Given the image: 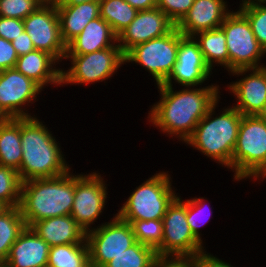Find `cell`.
<instances>
[{
	"instance_id": "38",
	"label": "cell",
	"mask_w": 266,
	"mask_h": 267,
	"mask_svg": "<svg viewBox=\"0 0 266 267\" xmlns=\"http://www.w3.org/2000/svg\"><path fill=\"white\" fill-rule=\"evenodd\" d=\"M152 267H197L194 257H157Z\"/></svg>"
},
{
	"instance_id": "5",
	"label": "cell",
	"mask_w": 266,
	"mask_h": 267,
	"mask_svg": "<svg viewBox=\"0 0 266 267\" xmlns=\"http://www.w3.org/2000/svg\"><path fill=\"white\" fill-rule=\"evenodd\" d=\"M232 171L234 181L266 179V122L257 115H242Z\"/></svg>"
},
{
	"instance_id": "16",
	"label": "cell",
	"mask_w": 266,
	"mask_h": 267,
	"mask_svg": "<svg viewBox=\"0 0 266 267\" xmlns=\"http://www.w3.org/2000/svg\"><path fill=\"white\" fill-rule=\"evenodd\" d=\"M229 75L243 76L226 85L227 90L236 97L237 102L233 107L242 115H258L266 103V66L237 69Z\"/></svg>"
},
{
	"instance_id": "7",
	"label": "cell",
	"mask_w": 266,
	"mask_h": 267,
	"mask_svg": "<svg viewBox=\"0 0 266 267\" xmlns=\"http://www.w3.org/2000/svg\"><path fill=\"white\" fill-rule=\"evenodd\" d=\"M64 59H70L71 66L68 70L61 69V86L105 82L125 64L124 53L118 43L84 55H65Z\"/></svg>"
},
{
	"instance_id": "35",
	"label": "cell",
	"mask_w": 266,
	"mask_h": 267,
	"mask_svg": "<svg viewBox=\"0 0 266 267\" xmlns=\"http://www.w3.org/2000/svg\"><path fill=\"white\" fill-rule=\"evenodd\" d=\"M194 0H157V8L163 11L177 25L187 14Z\"/></svg>"
},
{
	"instance_id": "9",
	"label": "cell",
	"mask_w": 266,
	"mask_h": 267,
	"mask_svg": "<svg viewBox=\"0 0 266 267\" xmlns=\"http://www.w3.org/2000/svg\"><path fill=\"white\" fill-rule=\"evenodd\" d=\"M226 36L229 53V73L243 68H259L266 51L256 40L247 18L239 11H231L220 26Z\"/></svg>"
},
{
	"instance_id": "37",
	"label": "cell",
	"mask_w": 266,
	"mask_h": 267,
	"mask_svg": "<svg viewBox=\"0 0 266 267\" xmlns=\"http://www.w3.org/2000/svg\"><path fill=\"white\" fill-rule=\"evenodd\" d=\"M17 59L12 43L0 37V71L15 68Z\"/></svg>"
},
{
	"instance_id": "40",
	"label": "cell",
	"mask_w": 266,
	"mask_h": 267,
	"mask_svg": "<svg viewBox=\"0 0 266 267\" xmlns=\"http://www.w3.org/2000/svg\"><path fill=\"white\" fill-rule=\"evenodd\" d=\"M11 43L12 46L15 48L18 57L25 55L29 52H33L35 50L33 41L30 39L28 33L25 31L19 34V36L15 39H13Z\"/></svg>"
},
{
	"instance_id": "22",
	"label": "cell",
	"mask_w": 266,
	"mask_h": 267,
	"mask_svg": "<svg viewBox=\"0 0 266 267\" xmlns=\"http://www.w3.org/2000/svg\"><path fill=\"white\" fill-rule=\"evenodd\" d=\"M57 64L60 63L48 52L34 50L19 56L15 69L44 89L48 84L61 86V68H56Z\"/></svg>"
},
{
	"instance_id": "2",
	"label": "cell",
	"mask_w": 266,
	"mask_h": 267,
	"mask_svg": "<svg viewBox=\"0 0 266 267\" xmlns=\"http://www.w3.org/2000/svg\"><path fill=\"white\" fill-rule=\"evenodd\" d=\"M21 118L22 182L36 178L58 177L71 171L61 145L52 131L37 116Z\"/></svg>"
},
{
	"instance_id": "23",
	"label": "cell",
	"mask_w": 266,
	"mask_h": 267,
	"mask_svg": "<svg viewBox=\"0 0 266 267\" xmlns=\"http://www.w3.org/2000/svg\"><path fill=\"white\" fill-rule=\"evenodd\" d=\"M56 8L61 37L66 45L78 36L91 20L100 16L99 1L77 5H56Z\"/></svg>"
},
{
	"instance_id": "10",
	"label": "cell",
	"mask_w": 266,
	"mask_h": 267,
	"mask_svg": "<svg viewBox=\"0 0 266 267\" xmlns=\"http://www.w3.org/2000/svg\"><path fill=\"white\" fill-rule=\"evenodd\" d=\"M163 221V240L156 250L159 257H195L205 250L192 233L186 219V201L177 195L168 205Z\"/></svg>"
},
{
	"instance_id": "1",
	"label": "cell",
	"mask_w": 266,
	"mask_h": 267,
	"mask_svg": "<svg viewBox=\"0 0 266 267\" xmlns=\"http://www.w3.org/2000/svg\"><path fill=\"white\" fill-rule=\"evenodd\" d=\"M157 88L160 100L150 108L148 121L169 138L175 136L182 143L221 98V88L212 83L199 88L183 87L178 91L173 86L158 85Z\"/></svg>"
},
{
	"instance_id": "32",
	"label": "cell",
	"mask_w": 266,
	"mask_h": 267,
	"mask_svg": "<svg viewBox=\"0 0 266 267\" xmlns=\"http://www.w3.org/2000/svg\"><path fill=\"white\" fill-rule=\"evenodd\" d=\"M205 197L191 198L186 200V219L191 228L193 235L203 244L201 238L200 227L210 220V215L213 213L211 207L207 208ZM206 206V207H205ZM209 211V212H208ZM205 222V223H204Z\"/></svg>"
},
{
	"instance_id": "14",
	"label": "cell",
	"mask_w": 266,
	"mask_h": 267,
	"mask_svg": "<svg viewBox=\"0 0 266 267\" xmlns=\"http://www.w3.org/2000/svg\"><path fill=\"white\" fill-rule=\"evenodd\" d=\"M41 91L37 83L15 68L0 71V119L34 117L26 107L38 100Z\"/></svg>"
},
{
	"instance_id": "29",
	"label": "cell",
	"mask_w": 266,
	"mask_h": 267,
	"mask_svg": "<svg viewBox=\"0 0 266 267\" xmlns=\"http://www.w3.org/2000/svg\"><path fill=\"white\" fill-rule=\"evenodd\" d=\"M157 257L153 248L136 242L103 267H152Z\"/></svg>"
},
{
	"instance_id": "27",
	"label": "cell",
	"mask_w": 266,
	"mask_h": 267,
	"mask_svg": "<svg viewBox=\"0 0 266 267\" xmlns=\"http://www.w3.org/2000/svg\"><path fill=\"white\" fill-rule=\"evenodd\" d=\"M26 228L19 206L9 207L0 215V265L6 261L11 246Z\"/></svg>"
},
{
	"instance_id": "18",
	"label": "cell",
	"mask_w": 266,
	"mask_h": 267,
	"mask_svg": "<svg viewBox=\"0 0 266 267\" xmlns=\"http://www.w3.org/2000/svg\"><path fill=\"white\" fill-rule=\"evenodd\" d=\"M231 12L225 0H194L193 5L176 28L186 37L219 28Z\"/></svg>"
},
{
	"instance_id": "8",
	"label": "cell",
	"mask_w": 266,
	"mask_h": 267,
	"mask_svg": "<svg viewBox=\"0 0 266 267\" xmlns=\"http://www.w3.org/2000/svg\"><path fill=\"white\" fill-rule=\"evenodd\" d=\"M183 37L175 27L165 36L137 44L124 54L125 64L131 62L142 66L153 76L155 84L161 85L173 70Z\"/></svg>"
},
{
	"instance_id": "30",
	"label": "cell",
	"mask_w": 266,
	"mask_h": 267,
	"mask_svg": "<svg viewBox=\"0 0 266 267\" xmlns=\"http://www.w3.org/2000/svg\"><path fill=\"white\" fill-rule=\"evenodd\" d=\"M131 224L136 242L153 248L155 251L161 246L163 240L162 220H135L125 221Z\"/></svg>"
},
{
	"instance_id": "12",
	"label": "cell",
	"mask_w": 266,
	"mask_h": 267,
	"mask_svg": "<svg viewBox=\"0 0 266 267\" xmlns=\"http://www.w3.org/2000/svg\"><path fill=\"white\" fill-rule=\"evenodd\" d=\"M101 174L75 175V194L71 216L86 231L92 230L100 215H102L108 198L107 184Z\"/></svg>"
},
{
	"instance_id": "43",
	"label": "cell",
	"mask_w": 266,
	"mask_h": 267,
	"mask_svg": "<svg viewBox=\"0 0 266 267\" xmlns=\"http://www.w3.org/2000/svg\"><path fill=\"white\" fill-rule=\"evenodd\" d=\"M240 5L239 7H242L244 5H248V4H251V3H261V2H266V0H240Z\"/></svg>"
},
{
	"instance_id": "31",
	"label": "cell",
	"mask_w": 266,
	"mask_h": 267,
	"mask_svg": "<svg viewBox=\"0 0 266 267\" xmlns=\"http://www.w3.org/2000/svg\"><path fill=\"white\" fill-rule=\"evenodd\" d=\"M22 181L16 170L0 165V201L8 207L20 204Z\"/></svg>"
},
{
	"instance_id": "4",
	"label": "cell",
	"mask_w": 266,
	"mask_h": 267,
	"mask_svg": "<svg viewBox=\"0 0 266 267\" xmlns=\"http://www.w3.org/2000/svg\"><path fill=\"white\" fill-rule=\"evenodd\" d=\"M219 101L199 121L185 144L232 171V156L242 114L233 105L223 108L219 115L215 114Z\"/></svg>"
},
{
	"instance_id": "3",
	"label": "cell",
	"mask_w": 266,
	"mask_h": 267,
	"mask_svg": "<svg viewBox=\"0 0 266 267\" xmlns=\"http://www.w3.org/2000/svg\"><path fill=\"white\" fill-rule=\"evenodd\" d=\"M75 174L70 171L53 178L22 182L19 208L27 227L47 218L71 215Z\"/></svg>"
},
{
	"instance_id": "28",
	"label": "cell",
	"mask_w": 266,
	"mask_h": 267,
	"mask_svg": "<svg viewBox=\"0 0 266 267\" xmlns=\"http://www.w3.org/2000/svg\"><path fill=\"white\" fill-rule=\"evenodd\" d=\"M100 17L118 36L134 19L138 12L124 0H100Z\"/></svg>"
},
{
	"instance_id": "41",
	"label": "cell",
	"mask_w": 266,
	"mask_h": 267,
	"mask_svg": "<svg viewBox=\"0 0 266 267\" xmlns=\"http://www.w3.org/2000/svg\"><path fill=\"white\" fill-rule=\"evenodd\" d=\"M138 11L156 8L157 0H124Z\"/></svg>"
},
{
	"instance_id": "34",
	"label": "cell",
	"mask_w": 266,
	"mask_h": 267,
	"mask_svg": "<svg viewBox=\"0 0 266 267\" xmlns=\"http://www.w3.org/2000/svg\"><path fill=\"white\" fill-rule=\"evenodd\" d=\"M47 0H0V16L24 20Z\"/></svg>"
},
{
	"instance_id": "26",
	"label": "cell",
	"mask_w": 266,
	"mask_h": 267,
	"mask_svg": "<svg viewBox=\"0 0 266 267\" xmlns=\"http://www.w3.org/2000/svg\"><path fill=\"white\" fill-rule=\"evenodd\" d=\"M47 267H91L87 241L50 247Z\"/></svg>"
},
{
	"instance_id": "19",
	"label": "cell",
	"mask_w": 266,
	"mask_h": 267,
	"mask_svg": "<svg viewBox=\"0 0 266 267\" xmlns=\"http://www.w3.org/2000/svg\"><path fill=\"white\" fill-rule=\"evenodd\" d=\"M50 245L31 227L21 232L11 246L4 267H47Z\"/></svg>"
},
{
	"instance_id": "11",
	"label": "cell",
	"mask_w": 266,
	"mask_h": 267,
	"mask_svg": "<svg viewBox=\"0 0 266 267\" xmlns=\"http://www.w3.org/2000/svg\"><path fill=\"white\" fill-rule=\"evenodd\" d=\"M98 225L86 232L91 267H103L136 243L131 224L116 214L109 222Z\"/></svg>"
},
{
	"instance_id": "20",
	"label": "cell",
	"mask_w": 266,
	"mask_h": 267,
	"mask_svg": "<svg viewBox=\"0 0 266 267\" xmlns=\"http://www.w3.org/2000/svg\"><path fill=\"white\" fill-rule=\"evenodd\" d=\"M30 227L50 247L65 244H80L86 241V231L71 215L36 221Z\"/></svg>"
},
{
	"instance_id": "36",
	"label": "cell",
	"mask_w": 266,
	"mask_h": 267,
	"mask_svg": "<svg viewBox=\"0 0 266 267\" xmlns=\"http://www.w3.org/2000/svg\"><path fill=\"white\" fill-rule=\"evenodd\" d=\"M25 31L22 19L0 16V37L12 42Z\"/></svg>"
},
{
	"instance_id": "21",
	"label": "cell",
	"mask_w": 266,
	"mask_h": 267,
	"mask_svg": "<svg viewBox=\"0 0 266 267\" xmlns=\"http://www.w3.org/2000/svg\"><path fill=\"white\" fill-rule=\"evenodd\" d=\"M118 43V36L100 16L91 20L82 32L66 45V55H84Z\"/></svg>"
},
{
	"instance_id": "13",
	"label": "cell",
	"mask_w": 266,
	"mask_h": 267,
	"mask_svg": "<svg viewBox=\"0 0 266 267\" xmlns=\"http://www.w3.org/2000/svg\"><path fill=\"white\" fill-rule=\"evenodd\" d=\"M24 29L33 41L35 50L48 52L58 62L66 55V44L60 33L56 3L47 0L24 20Z\"/></svg>"
},
{
	"instance_id": "25",
	"label": "cell",
	"mask_w": 266,
	"mask_h": 267,
	"mask_svg": "<svg viewBox=\"0 0 266 267\" xmlns=\"http://www.w3.org/2000/svg\"><path fill=\"white\" fill-rule=\"evenodd\" d=\"M192 37L198 43L204 60L211 70L216 65H220L229 73V53L226 45V36L221 27L199 32Z\"/></svg>"
},
{
	"instance_id": "44",
	"label": "cell",
	"mask_w": 266,
	"mask_h": 267,
	"mask_svg": "<svg viewBox=\"0 0 266 267\" xmlns=\"http://www.w3.org/2000/svg\"><path fill=\"white\" fill-rule=\"evenodd\" d=\"M261 120L266 122V103L263 106V109L257 115Z\"/></svg>"
},
{
	"instance_id": "42",
	"label": "cell",
	"mask_w": 266,
	"mask_h": 267,
	"mask_svg": "<svg viewBox=\"0 0 266 267\" xmlns=\"http://www.w3.org/2000/svg\"><path fill=\"white\" fill-rule=\"evenodd\" d=\"M56 5H77L80 3L90 2V1H100V0H53Z\"/></svg>"
},
{
	"instance_id": "39",
	"label": "cell",
	"mask_w": 266,
	"mask_h": 267,
	"mask_svg": "<svg viewBox=\"0 0 266 267\" xmlns=\"http://www.w3.org/2000/svg\"><path fill=\"white\" fill-rule=\"evenodd\" d=\"M194 259L197 267H234L205 250L199 252Z\"/></svg>"
},
{
	"instance_id": "17",
	"label": "cell",
	"mask_w": 266,
	"mask_h": 267,
	"mask_svg": "<svg viewBox=\"0 0 266 267\" xmlns=\"http://www.w3.org/2000/svg\"><path fill=\"white\" fill-rule=\"evenodd\" d=\"M176 25L159 8L138 11L135 19L118 35V45L125 54L137 44L165 36Z\"/></svg>"
},
{
	"instance_id": "45",
	"label": "cell",
	"mask_w": 266,
	"mask_h": 267,
	"mask_svg": "<svg viewBox=\"0 0 266 267\" xmlns=\"http://www.w3.org/2000/svg\"><path fill=\"white\" fill-rule=\"evenodd\" d=\"M8 208L9 207L5 203L0 201V215L4 213Z\"/></svg>"
},
{
	"instance_id": "24",
	"label": "cell",
	"mask_w": 266,
	"mask_h": 267,
	"mask_svg": "<svg viewBox=\"0 0 266 267\" xmlns=\"http://www.w3.org/2000/svg\"><path fill=\"white\" fill-rule=\"evenodd\" d=\"M21 118L0 119V165L20 170Z\"/></svg>"
},
{
	"instance_id": "6",
	"label": "cell",
	"mask_w": 266,
	"mask_h": 267,
	"mask_svg": "<svg viewBox=\"0 0 266 267\" xmlns=\"http://www.w3.org/2000/svg\"><path fill=\"white\" fill-rule=\"evenodd\" d=\"M168 172L160 171L136 186L116 215L123 221L162 220L178 194Z\"/></svg>"
},
{
	"instance_id": "33",
	"label": "cell",
	"mask_w": 266,
	"mask_h": 267,
	"mask_svg": "<svg viewBox=\"0 0 266 267\" xmlns=\"http://www.w3.org/2000/svg\"><path fill=\"white\" fill-rule=\"evenodd\" d=\"M238 8L250 23L256 40L266 51V2L251 3Z\"/></svg>"
},
{
	"instance_id": "15",
	"label": "cell",
	"mask_w": 266,
	"mask_h": 267,
	"mask_svg": "<svg viewBox=\"0 0 266 267\" xmlns=\"http://www.w3.org/2000/svg\"><path fill=\"white\" fill-rule=\"evenodd\" d=\"M211 74H213L212 70L206 64L198 43L193 37L184 36L179 41L177 60L173 70L161 85L173 86L174 83H178L184 87H199Z\"/></svg>"
}]
</instances>
